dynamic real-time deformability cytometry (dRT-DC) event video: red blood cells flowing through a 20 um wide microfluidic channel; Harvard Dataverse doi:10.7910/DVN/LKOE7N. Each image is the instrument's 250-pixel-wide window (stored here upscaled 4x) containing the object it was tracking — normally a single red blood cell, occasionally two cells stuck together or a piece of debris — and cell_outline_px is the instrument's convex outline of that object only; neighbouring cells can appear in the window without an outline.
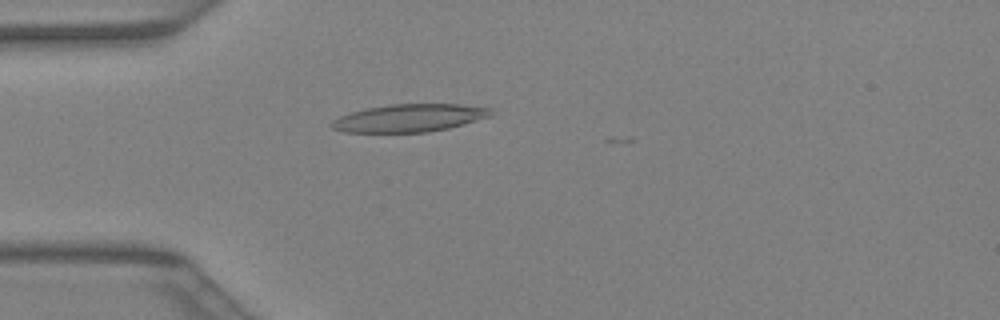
{"species": "Egyptian fruit bat (a non-hibernating species)", "species_latin": "Rousettus aegyptiacus", "temperature_condition": "warm", "stored_images_in_passage": 5, "camera_frame_rate_fps": 3000, "um_per_image_px": 0.085, "animal": {"sex": "female"}, "frame": {"image": 1, "passage_image": 4, "time_ms": 1.0, "image_size_px": [1000, 320], "cell_outline_px": [[492, 116], [448, 128], [428, 132], [344, 132], [332, 128], [328, 124], [332, 120], [340, 116], [352, 112], [368, 108], [392, 104], [460, 104], [492, 108]], "centroid_in_image_um": [34.8, 10.03], "position_along_channel_um": 50.2, "area_um2": 25.66}}